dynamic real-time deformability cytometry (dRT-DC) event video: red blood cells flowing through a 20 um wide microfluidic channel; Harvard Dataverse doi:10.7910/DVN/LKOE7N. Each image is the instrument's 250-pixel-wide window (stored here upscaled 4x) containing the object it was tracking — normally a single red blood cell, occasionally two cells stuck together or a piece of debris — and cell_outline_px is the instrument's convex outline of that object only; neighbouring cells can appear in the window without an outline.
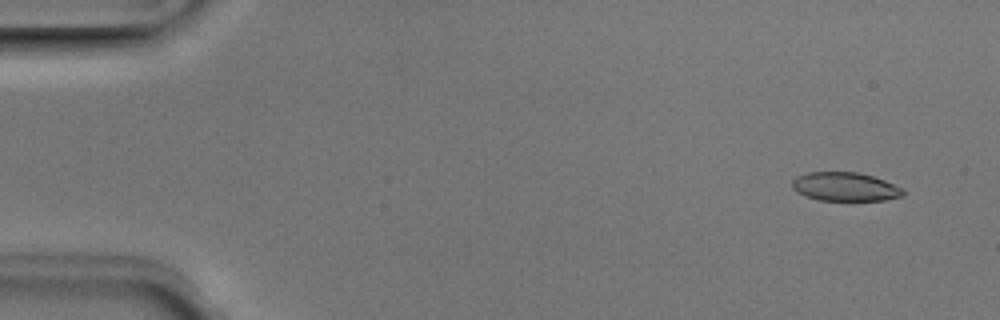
{"species": "Egyptian fruit bat (a non-hibernating species)", "species_latin": "Rousettus aegyptiacus", "temperature_condition": "room temperature", "stored_images_in_passage": 5, "camera_frame_rate_fps": 3000, "um_per_image_px": 0.085, "animal": {"sex": "male"}, "frame": {"image": 1, "passage_image": 1, "time_ms": 0.0, "image_size_px": [1000, 320], "cell_outline_px": [[904, 196], [884, 200], [820, 200], [804, 196], [792, 188], [792, 180], [796, 176], [808, 172], [856, 172], [872, 176], [884, 180], [904, 188]], "centroid_in_image_um": [71.83, 15.87], "position_along_channel_um": 13.2, "area_um2": 18.61}}